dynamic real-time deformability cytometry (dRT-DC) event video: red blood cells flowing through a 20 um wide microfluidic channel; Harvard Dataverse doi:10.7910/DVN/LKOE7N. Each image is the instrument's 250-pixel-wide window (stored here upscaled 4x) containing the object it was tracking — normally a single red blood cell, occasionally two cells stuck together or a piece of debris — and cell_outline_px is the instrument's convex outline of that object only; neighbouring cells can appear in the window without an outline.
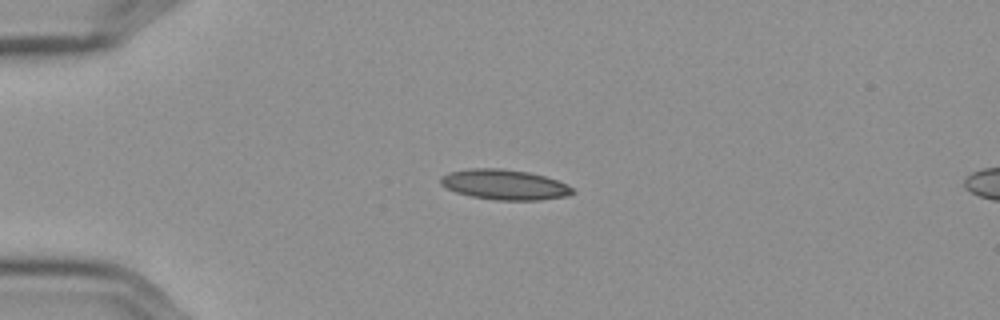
{"species": "Egyptian fruit bat (a non-hibernating species)", "species_latin": "Rousettus aegyptiacus", "temperature_condition": "cold", "stored_images_in_passage": 44, "camera_frame_rate_fps": 3000, "um_per_image_px": 0.085, "frame": {"image": 1, "passage_image": 1, "time_ms": 0.0, "image_size_px": [1000, 320], "cell_outline_px": [[576, 192], [568, 196], [540, 200], [496, 200], [472, 196], [456, 192], [440, 184], [440, 176], [448, 172], [468, 168], [500, 168], [528, 172], [544, 176], [556, 180], [572, 188]], "centroid_in_image_um": [42.86, 15.69], "position_along_channel_um": 42.1, "area_um2": 23.18}}
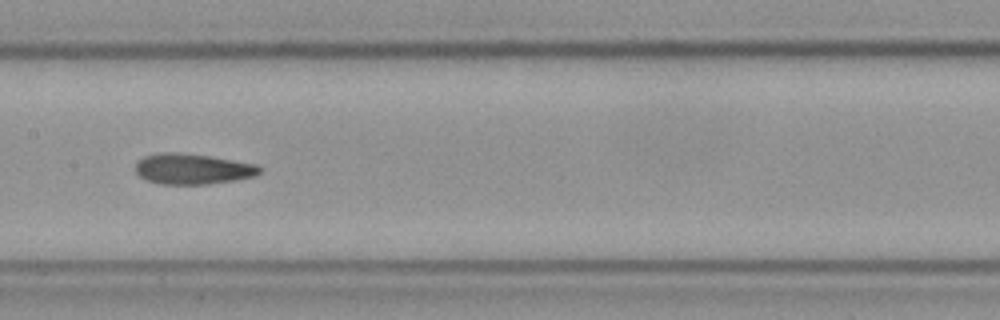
{"frame": {"image": 2, "passage_image": 16, "time_ms": 5.0, "image_size_px": [1000, 320], "cell_outline_px": [[264, 168], [256, 176], [236, 180], [208, 184], [160, 184], [148, 180], [140, 176], [136, 172], [136, 160], [144, 156], [160, 152], [176, 152], [208, 156], [256, 164]], "centroid_in_image_um": [16.38, 14.36], "position_along_channel_um": 191.0, "area_um2": 22.2}}
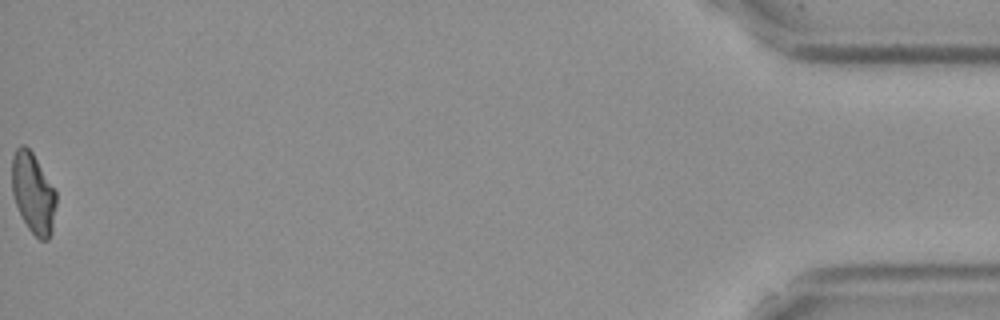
{"frame": {"image": 3, "passage_image": 44, "time_ms": 14.333, "image_size_px": [1000, 320], "cell_outline_px": [[56, 204], [52, 232], [48, 240], [40, 240], [28, 228], [16, 204], [12, 192], [12, 156], [16, 148], [20, 144], [24, 144], [32, 152], [56, 192]], "centroid_in_image_um": [2.82, 16.41], "position_along_channel_um": 432.4, "area_um2": 20.58}, "authors_computed_cell_mechanics": {"area_um2": 22.1374, "velocity_mm_per_s": 3.5843, "shape_relaxation_time_tau1_ms": 7.3329, "shape_relaxation_time_tau2_ms": 2.627, "deformation_change_tau1": 0.1505, "deformation_change_tau2": 0.0969}}